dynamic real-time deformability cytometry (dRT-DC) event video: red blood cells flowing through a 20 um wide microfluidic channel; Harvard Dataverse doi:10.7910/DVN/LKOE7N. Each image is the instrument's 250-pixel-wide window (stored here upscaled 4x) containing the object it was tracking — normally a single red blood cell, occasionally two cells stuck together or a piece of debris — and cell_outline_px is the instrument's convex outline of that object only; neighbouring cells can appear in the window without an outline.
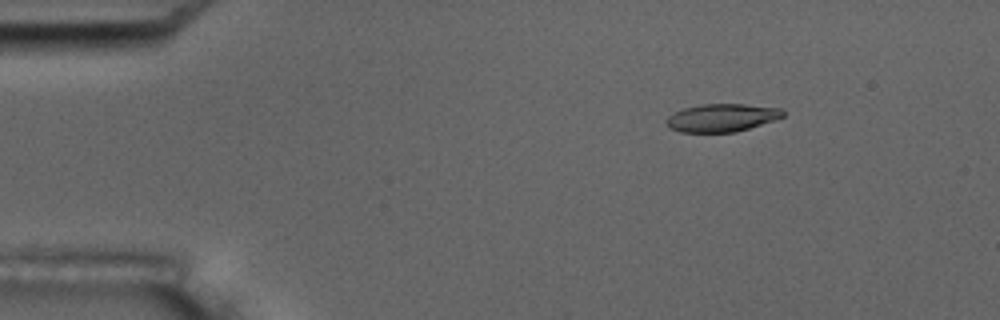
{"species": "common noctule bat (a hibernating species)", "species_latin": "Nyctalus noctula", "temperature_condition": "room temperature", "stored_images_in_passage": 17, "camera_frame_rate_fps": 3000, "um_per_image_px": 0.085, "animal": {"sex": "male", "body_mass_g": 17.5, "forearm_length_mm": 52.3}, "frame": {"image": 1, "passage_image": 3, "time_ms": 2.0, "image_size_px": [1000, 320], "cell_outline_px": [[784, 116], [776, 120], [736, 132], [680, 132], [668, 128], [664, 120], [668, 116], [684, 108], [700, 104], [744, 104], [780, 108], [784, 112]], "centroid_in_image_um": [61.34, 10.01], "position_along_channel_um": 23.7, "area_um2": 19.07}}
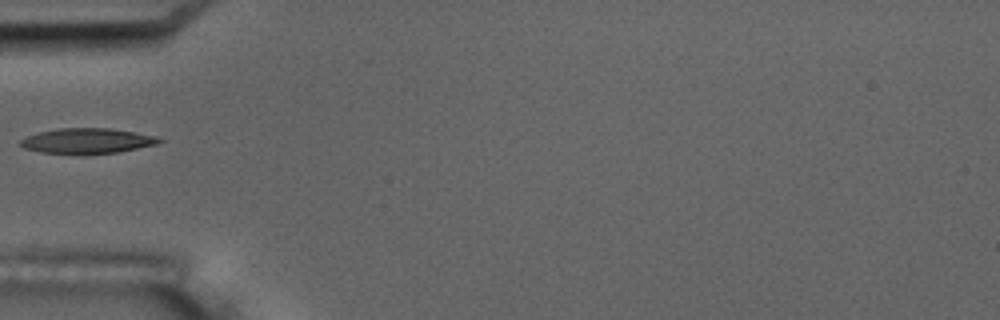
{"frame": {"image": 2, "passage_image": 6, "time_ms": 5.667, "image_size_px": [1000, 320], "cell_outline_px": [[164, 140], [156, 144], [116, 152], [40, 152], [24, 148], [20, 144], [20, 140], [28, 136], [40, 132], [60, 128], [108, 128], [136, 132], [156, 136]], "centroid_in_image_um": [7.43, 11.94], "position_along_channel_um": 77.6, "area_um2": 19.59}, "authors_computed_cell_mechanics": {"area_um2": 19.9988, "velocity_mm_per_s": 3.5051, "shape_relaxation_time_tau1_ms": 4.8949, "shape_relaxation_time_tau2_ms": 2.2561, "deformation_change_tau1": 0.1888, "deformation_change_tau2": 0.0866}}